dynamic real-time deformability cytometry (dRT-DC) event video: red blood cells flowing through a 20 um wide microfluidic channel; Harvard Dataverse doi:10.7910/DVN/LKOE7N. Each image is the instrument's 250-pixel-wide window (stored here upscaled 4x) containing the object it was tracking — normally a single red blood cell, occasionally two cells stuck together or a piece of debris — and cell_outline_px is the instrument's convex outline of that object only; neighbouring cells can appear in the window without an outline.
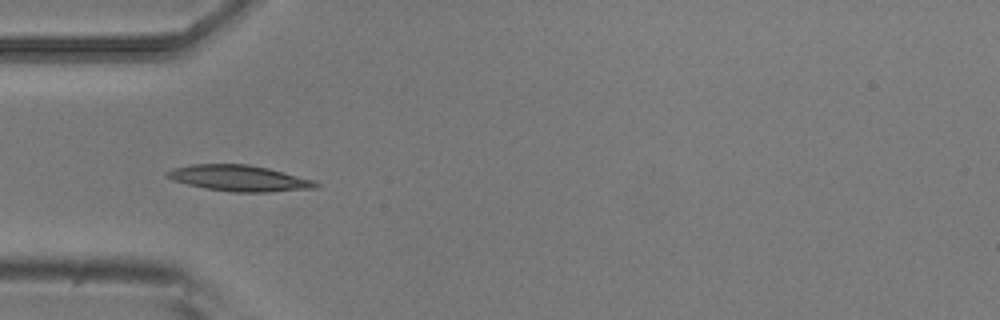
{"species": "common noctule bat (a hibernating species)", "species_latin": "Nyctalus noctula", "temperature_condition": "room temperature", "stored_images_in_passage": 7, "camera_frame_rate_fps": 3000, "um_per_image_px": 0.085, "animal": {"sex": "male", "body_mass_g": 20.5, "forearm_length_mm": 52.5}, "frame": {"image": 1, "passage_image": 5, "time_ms": 1.333, "image_size_px": [1000, 320], "cell_outline_px": [[320, 188], [268, 192], [232, 192], [204, 188], [172, 180], [164, 172], [172, 168], [192, 164], [248, 164], [268, 168], [316, 180], [320, 184]], "centroid_in_image_um": [20.38, 15.15], "position_along_channel_um": 64.6, "area_um2": 22.72}}
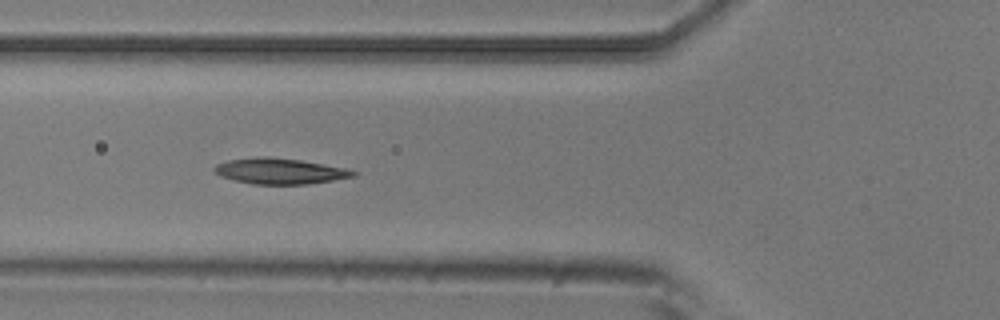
{"frame": {"image": 2, "passage_image": 6, "time_ms": 1.667, "image_size_px": [1000, 320], "cell_outline_px": [[356, 176], [308, 184], [252, 184], [220, 176], [212, 168], [216, 164], [228, 160], [256, 156], [268, 156], [300, 160], [344, 168], [356, 172]], "centroid_in_image_um": [23.74, 14.53], "position_along_channel_um": 102.1, "area_um2": 20.69}}
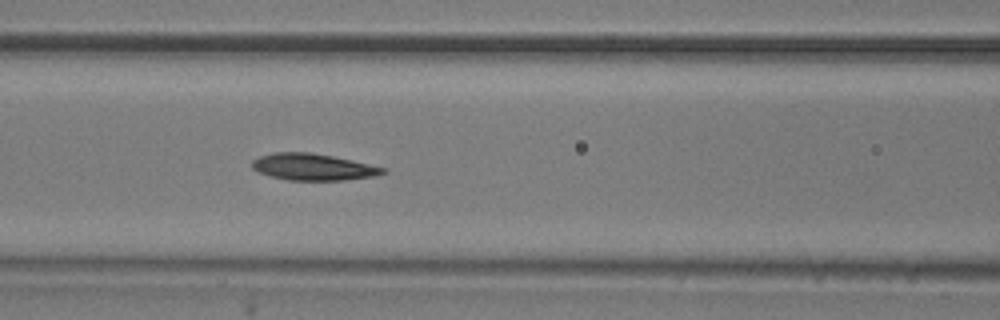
{"frame": {"image": 3, "passage_image": 7, "time_ms": 2.0, "image_size_px": [1000, 320], "cell_outline_px": [[388, 172], [376, 176], [344, 180], [288, 180], [272, 176], [260, 172], [252, 168], [252, 160], [260, 156], [276, 152], [308, 152], [332, 156], [352, 160], [388, 168]], "centroid_in_image_um": [26.67, 14.19], "position_along_channel_um": 139.9, "area_um2": 20.29}}